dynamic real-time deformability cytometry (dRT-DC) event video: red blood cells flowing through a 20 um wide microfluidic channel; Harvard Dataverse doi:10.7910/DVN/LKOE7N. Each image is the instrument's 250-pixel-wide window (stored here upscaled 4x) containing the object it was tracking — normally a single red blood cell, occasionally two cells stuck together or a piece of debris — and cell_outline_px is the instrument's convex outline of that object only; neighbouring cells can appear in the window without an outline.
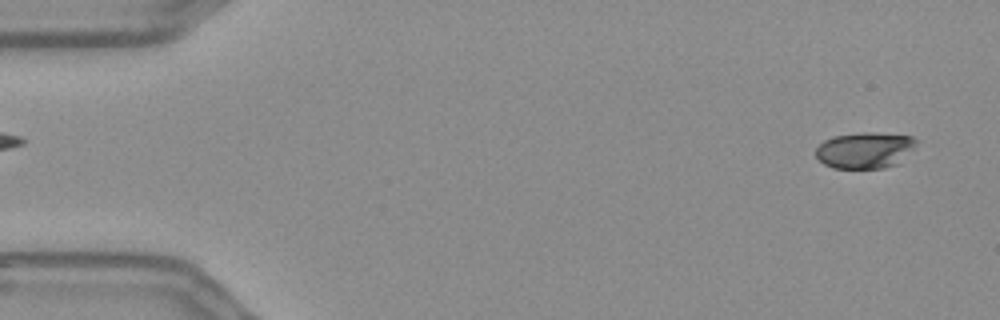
{"species": "Egyptian fruit bat (a non-hibernating species)", "species_latin": "Rousettus aegyptiacus", "temperature_condition": "warm", "stored_images_in_passage": 55, "camera_frame_rate_fps": 3000, "um_per_image_px": 0.085, "frame": {"image": 1, "passage_image": 2, "time_ms": 0.333, "image_size_px": [1000, 320], "cell_outline_px": [[920, 140], [900, 164], [884, 168], [832, 168], [824, 164], [816, 156], [816, 148], [824, 140], [832, 136], [860, 132], [876, 132], [912, 136]], "centroid_in_image_um": [73.56, 12.76], "position_along_channel_um": 11.4, "area_um2": 21.62}}
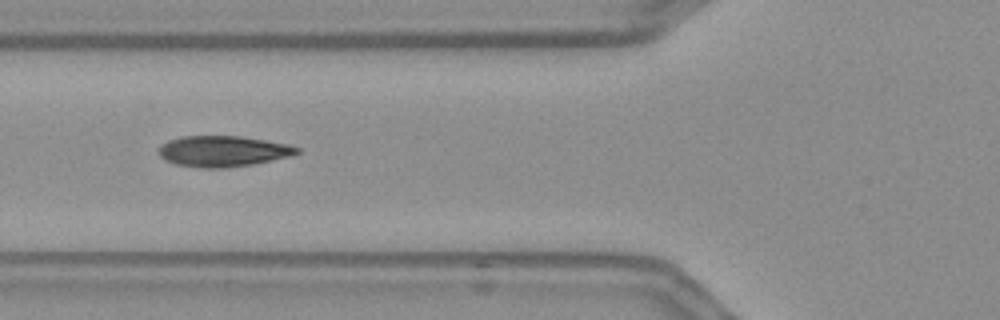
{"frame": {"image": 2, "passage_image": 20, "time_ms": 6.333, "image_size_px": [1000, 320], "cell_outline_px": [[300, 152], [292, 156], [252, 164], [224, 168], [200, 168], [176, 164], [164, 160], [160, 156], [160, 144], [168, 140], [180, 136], [240, 136], [288, 144], [300, 148]], "centroid_in_image_um": [18.95, 12.85], "position_along_channel_um": 106.9, "area_um2": 24.91}}
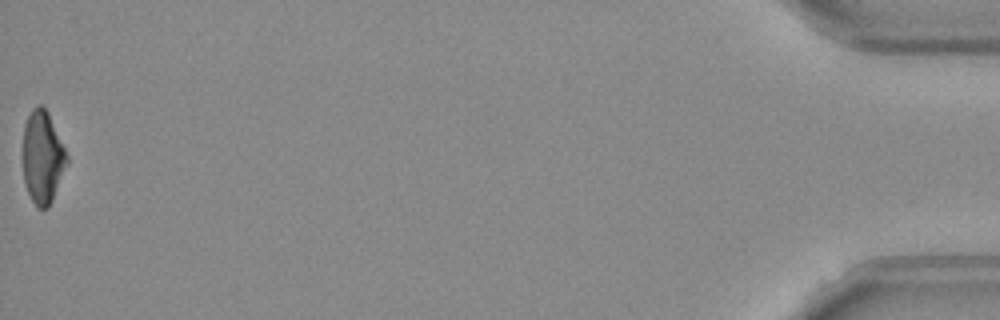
{"frame": {"image": 3, "passage_image": 55, "time_ms": 18.0, "image_size_px": [1000, 320], "cell_outline_px": [[68, 164], [52, 200], [48, 208], [36, 208], [28, 192], [24, 180], [20, 160], [20, 156], [24, 124], [32, 108], [36, 104], [40, 104], [48, 112], [68, 156]], "centroid_in_image_um": [3.57, 13.36], "position_along_channel_um": 431.6, "area_um2": 24.39}, "authors_computed_cell_mechanics": {"area_um2": 24.7384, "velocity_mm_per_s": 3.6507, "shape_relaxation_time_tau1_ms": 7.333, "shape_relaxation_time_tau2_ms": 1.8029, "deformation_change_tau1": 0.2072, "deformation_change_tau2": 0.0662}}